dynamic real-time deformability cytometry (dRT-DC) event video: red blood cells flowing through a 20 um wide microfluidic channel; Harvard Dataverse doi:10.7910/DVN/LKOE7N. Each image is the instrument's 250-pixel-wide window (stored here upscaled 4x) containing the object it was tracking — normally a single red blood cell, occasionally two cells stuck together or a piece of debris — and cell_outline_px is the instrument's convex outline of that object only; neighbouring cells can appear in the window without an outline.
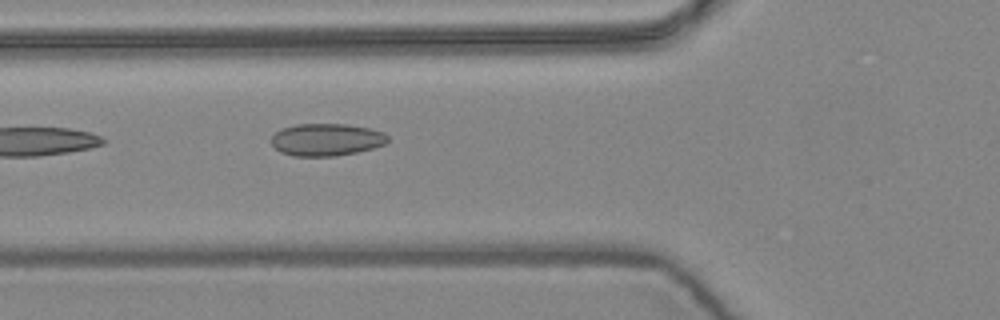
{"species": "common noctule bat (a hibernating species)", "species_latin": "Nyctalus noctula", "temperature_condition": "warm", "stored_images_in_passage": 6, "camera_frame_rate_fps": 3000, "um_per_image_px": 0.085, "animal": {"sex": "female", "body_mass_g": 24.6, "forearm_length_mm": 56.2}, "frame": {"image": 1, "passage_image": 6, "time_ms": 1.667, "image_size_px": [1000, 320], "cell_outline_px": [[388, 140], [384, 144], [372, 148], [356, 152], [336, 156], [292, 156], [280, 152], [272, 144], [272, 136], [276, 132], [284, 128], [296, 124], [348, 124], [368, 128], [384, 132], [388, 136]], "centroid_in_image_um": [27.75, 11.87], "position_along_channel_um": 98.1, "area_um2": 21.85}}